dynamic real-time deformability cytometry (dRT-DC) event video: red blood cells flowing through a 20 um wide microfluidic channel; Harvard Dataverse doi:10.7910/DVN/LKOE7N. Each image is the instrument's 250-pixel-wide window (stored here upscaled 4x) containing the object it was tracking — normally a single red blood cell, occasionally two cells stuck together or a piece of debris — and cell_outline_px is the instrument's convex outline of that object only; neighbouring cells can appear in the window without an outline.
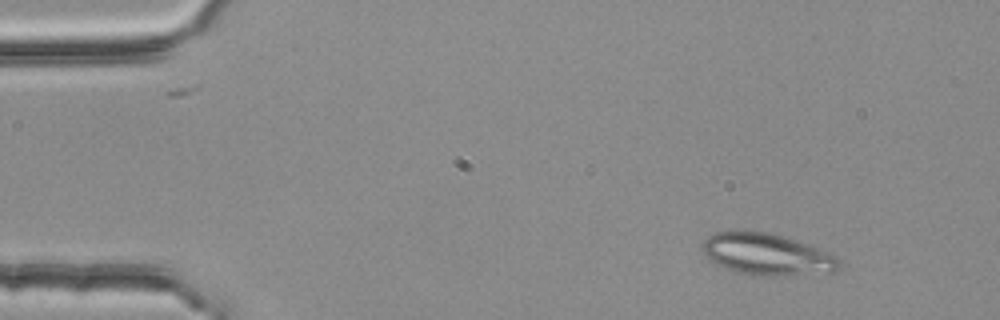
{"species": "common noctule bat (a hibernating species)", "species_latin": "Nyctalus noctula", "temperature_condition": "room temperature", "stored_images_in_passage": 3, "camera_frame_rate_fps": 3000, "um_per_image_px": 0.085, "animal": {"sex": "female", "body_mass_g": 25.1}, "frame": {"image": 1, "passage_image": 1, "time_ms": 0.0, "image_size_px": [1000, 320], "cell_outline_px": [[840, 268], [832, 272], [768, 276], [764, 276], [736, 272], [716, 264], [708, 260], [704, 256], [700, 244], [708, 236], [716, 232], [768, 232], [816, 248], [836, 256], [840, 260]], "centroid_in_image_um": [65.12, 21.64], "position_along_channel_um": 19.9, "area_um2": 32.6}}